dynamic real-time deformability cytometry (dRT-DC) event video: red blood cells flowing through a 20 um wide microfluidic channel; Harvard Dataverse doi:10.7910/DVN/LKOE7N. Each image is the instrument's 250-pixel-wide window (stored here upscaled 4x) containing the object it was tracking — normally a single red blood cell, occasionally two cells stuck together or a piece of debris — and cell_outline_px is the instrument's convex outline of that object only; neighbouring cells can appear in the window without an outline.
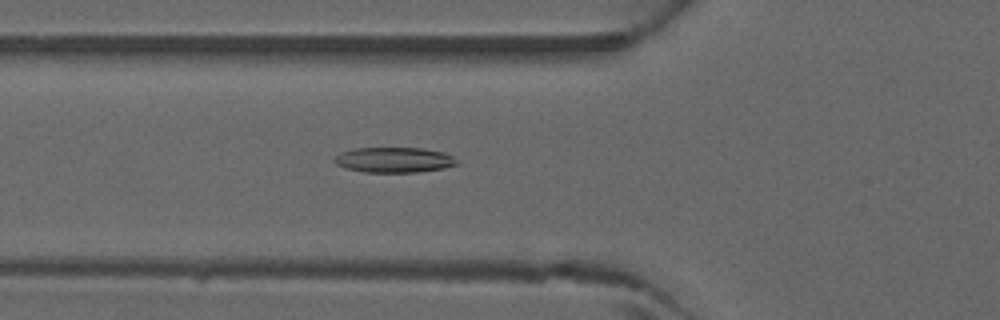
{"species": "common noctule bat (a hibernating species)", "species_latin": "Nyctalus noctula", "temperature_condition": "warm", "stored_images_in_passage": 45, "camera_frame_rate_fps": 3000, "um_per_image_px": 0.085, "animal": {"sex": "male", "forearm_length_mm": 52.5}, "frame": {"image": 1, "passage_image": 16, "time_ms": 5.0, "image_size_px": [1000, 320], "cell_outline_px": [[460, 164], [444, 168], [416, 172], [364, 172], [348, 168], [336, 164], [332, 160], [340, 152], [356, 148], [424, 148], [444, 152], [452, 156]], "centroid_in_image_um": [33.51, 13.58], "position_along_channel_um": 92.3, "area_um2": 18.03}}
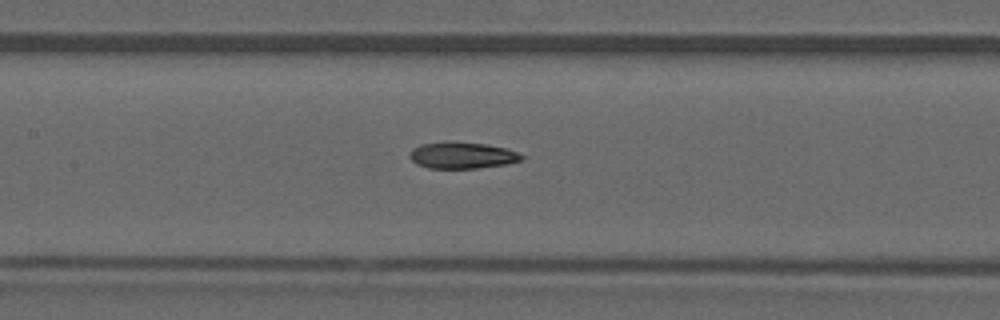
{"frame": {"image": 2, "passage_image": 21, "time_ms": 6.667, "image_size_px": [1000, 320], "cell_outline_px": [[524, 160], [504, 164], [476, 168], [428, 168], [416, 164], [408, 156], [412, 148], [420, 144], [484, 144], [504, 148], [516, 152], [524, 156]], "centroid_in_image_um": [39.27, 13.25], "position_along_channel_um": 168.1, "area_um2": 16.47}}
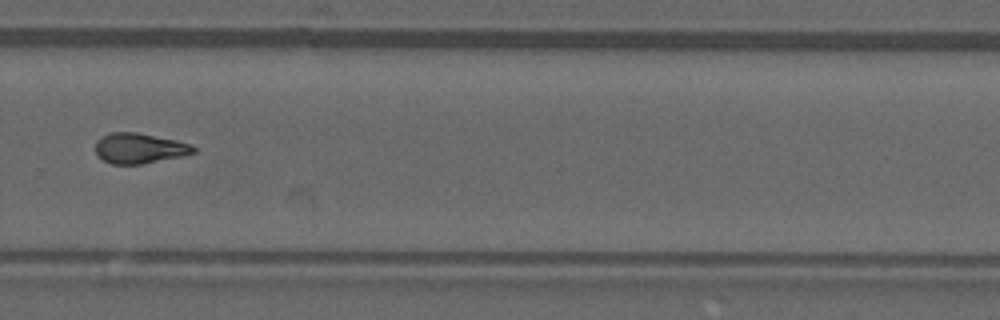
{"frame": {"image": 3, "passage_image": 31, "time_ms": 10.0, "image_size_px": [1000, 320], "cell_outline_px": [[196, 152], [184, 156], [144, 164], [112, 164], [104, 160], [96, 152], [96, 140], [108, 132], [136, 132], [176, 140], [192, 144], [196, 148]], "centroid_in_image_um": [11.88, 12.6], "position_along_channel_um": 317.9, "area_um2": 17.46}}